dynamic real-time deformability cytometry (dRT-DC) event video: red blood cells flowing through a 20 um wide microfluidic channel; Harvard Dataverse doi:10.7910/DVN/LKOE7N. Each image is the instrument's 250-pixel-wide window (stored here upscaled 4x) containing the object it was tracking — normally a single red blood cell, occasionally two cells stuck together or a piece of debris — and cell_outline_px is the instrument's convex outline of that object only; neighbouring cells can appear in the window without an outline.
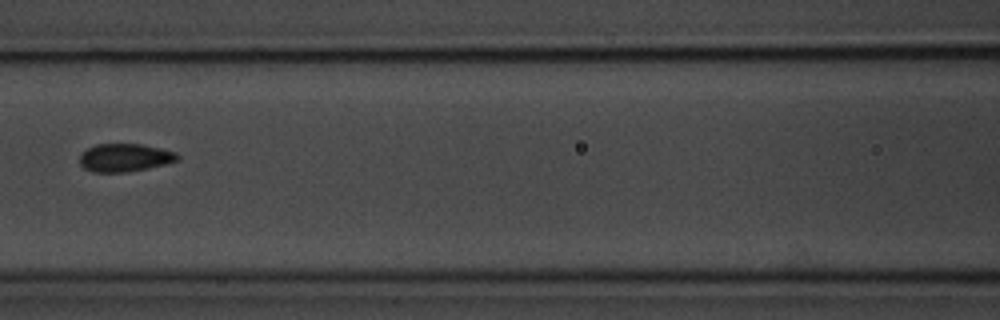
{"species": "common noctule bat (a hibernating species)", "species_latin": "Nyctalus noctula", "temperature_condition": "room temperature", "stored_images_in_passage": 7, "camera_frame_rate_fps": 3000, "um_per_image_px": 0.085, "animal": {"sex": "male", "body_mass_g": 20.1, "forearm_length_mm": 53.5}, "frame": {"image": 1, "passage_image": 4, "time_ms": 1.0, "image_size_px": [1000, 320], "cell_outline_px": [[180, 160], [148, 168], [128, 172], [92, 172], [84, 168], [80, 164], [80, 156], [88, 148], [96, 144], [140, 144], [160, 148], [176, 152], [180, 156]], "centroid_in_image_um": [10.63, 13.4], "position_along_channel_um": 156.0, "area_um2": 15.95}}
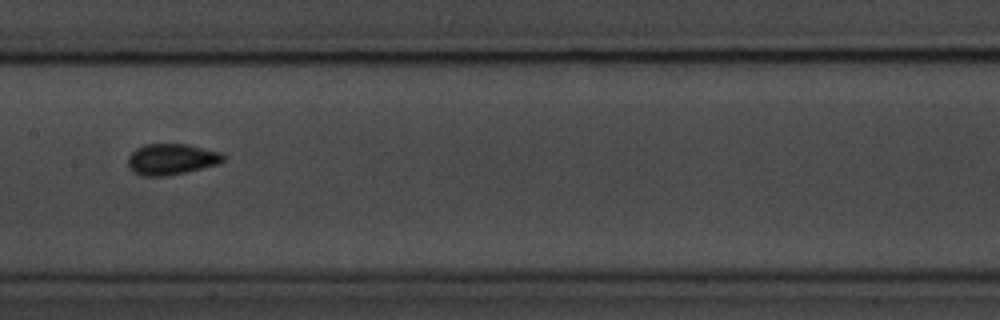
{"frame": {"image": 2, "passage_image": 5, "time_ms": 1.333, "image_size_px": [1000, 320], "cell_outline_px": [[224, 160], [220, 164], [184, 172], [164, 176], [140, 176], [132, 172], [128, 168], [128, 156], [136, 148], [144, 144], [188, 144], [220, 152], [224, 156]], "centroid_in_image_um": [14.54, 13.53], "position_along_channel_um": 192.9, "area_um2": 17.34}}